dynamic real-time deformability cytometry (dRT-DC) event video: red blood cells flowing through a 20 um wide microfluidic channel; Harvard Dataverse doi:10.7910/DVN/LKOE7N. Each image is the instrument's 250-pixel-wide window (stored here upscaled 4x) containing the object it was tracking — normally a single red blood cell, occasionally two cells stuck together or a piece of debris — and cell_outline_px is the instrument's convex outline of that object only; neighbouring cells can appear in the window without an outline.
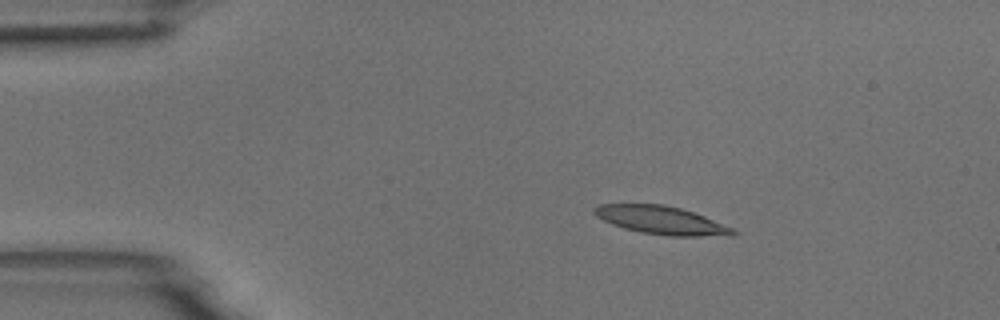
{"species": "common noctule bat (a hibernating species)", "species_latin": "Nyctalus noctula", "temperature_condition": "room temperature", "stored_images_in_passage": 46, "camera_frame_rate_fps": 3000, "um_per_image_px": 0.085, "animal": {"sex": "male", "body_mass_g": 18.8}, "frame": {"image": 1, "passage_image": 1, "time_ms": 0.0, "image_size_px": [1000, 320], "cell_outline_px": [[740, 232], [732, 236], [668, 236], [640, 232], [624, 228], [612, 224], [596, 216], [592, 212], [592, 208], [600, 204], [664, 204], [680, 208], [704, 216], [732, 228]], "centroid_in_image_um": [56.21, 18.72], "position_along_channel_um": 28.8, "area_um2": 22.77}}
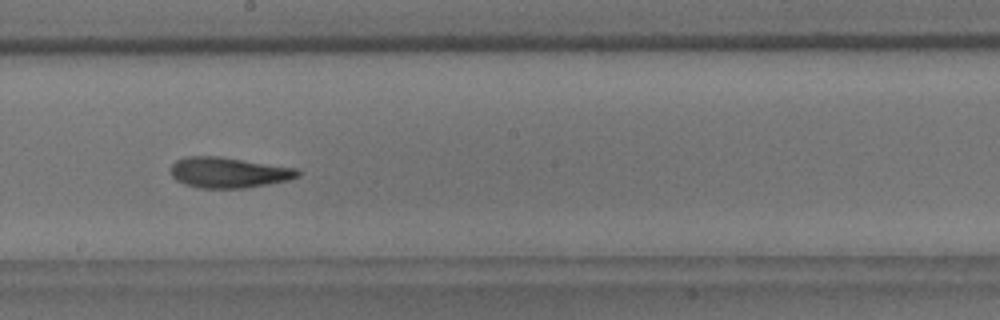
{"frame": {"image": 2, "passage_image": 22, "time_ms": 7.0, "image_size_px": [1000, 320], "cell_outline_px": [[300, 176], [288, 180], [268, 184], [244, 188], [200, 188], [184, 184], [176, 180], [172, 176], [168, 168], [176, 160], [188, 156], [220, 156], [296, 168], [300, 172]], "centroid_in_image_um": [19.39, 14.66], "position_along_channel_um": 228.8, "area_um2": 22.77}}
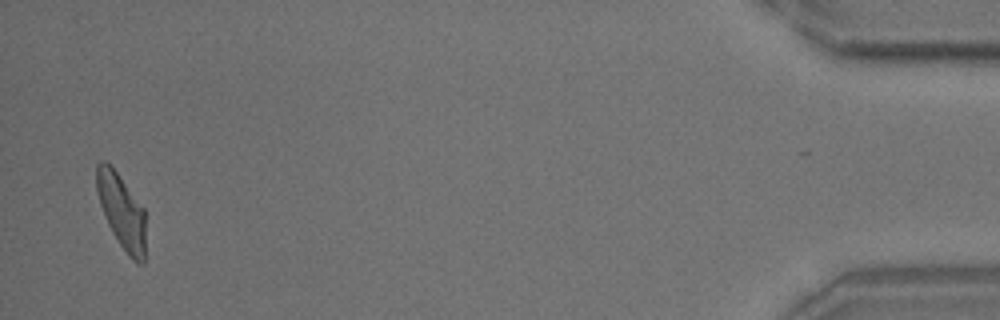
{"frame": {"image": 3, "passage_image": 45, "time_ms": 14.667, "image_size_px": [1000, 320], "cell_outline_px": [[144, 264], [140, 264], [132, 260], [128, 256], [112, 232], [104, 216], [100, 204], [96, 188], [96, 164], [100, 160], [104, 160], [116, 172], [144, 208]], "centroid_in_image_um": [10.31, 17.96], "position_along_channel_um": 424.9, "area_um2": 20.98}, "authors_computed_cell_mechanics": {"area_um2": 22.3975, "velocity_mm_per_s": 3.6684, "shape_relaxation_time_tau1_ms": 7.6606, "shape_relaxation_time_tau2_ms": 2.951, "deformation_change_tau1": 0.2238, "deformation_change_tau2": 0.1163}}